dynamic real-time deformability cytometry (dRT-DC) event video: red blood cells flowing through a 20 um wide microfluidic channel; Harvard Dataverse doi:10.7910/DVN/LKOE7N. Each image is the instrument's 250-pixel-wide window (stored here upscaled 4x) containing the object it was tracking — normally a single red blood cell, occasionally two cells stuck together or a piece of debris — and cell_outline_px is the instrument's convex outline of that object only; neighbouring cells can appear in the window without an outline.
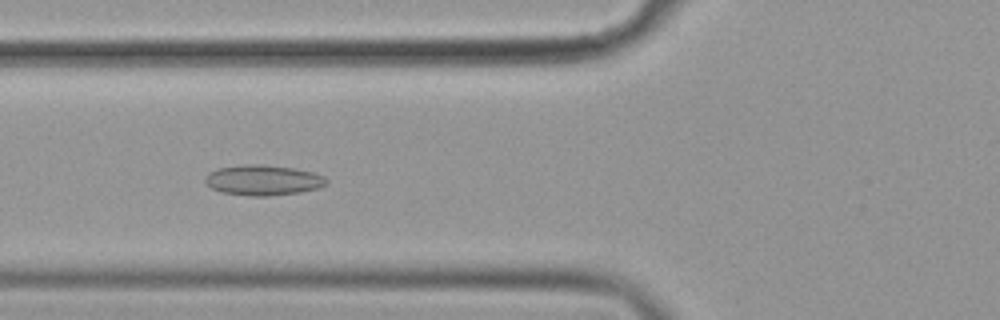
{"species": "common noctule bat (a hibernating species)", "species_latin": "Nyctalus noctula", "temperature_condition": "cold", "stored_images_in_passage": 23, "camera_frame_rate_fps": 3000, "um_per_image_px": 0.085, "animal": {"sex": "female", "body_mass_g": 19.9}, "frame": {"image": 1, "passage_image": 10, "time_ms": 3.0, "image_size_px": [1000, 320], "cell_outline_px": [[328, 184], [316, 188], [300, 192], [268, 196], [252, 196], [220, 192], [212, 188], [204, 180], [208, 172], [216, 168], [252, 164], [256, 164], [292, 168], [312, 172], [324, 176], [328, 180]], "centroid_in_image_um": [22.35, 15.32], "position_along_channel_um": 103.4, "area_um2": 21.27}}
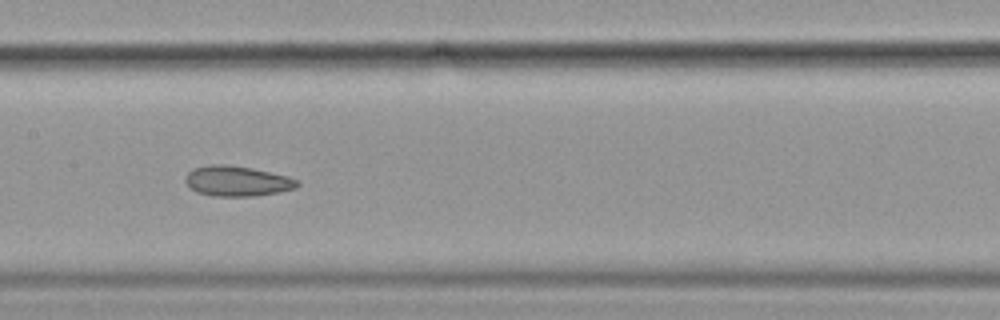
{"frame": {"image": 2, "passage_image": 17, "time_ms": 5.333, "image_size_px": [1000, 320], "cell_outline_px": [[300, 184], [296, 188], [276, 192], [252, 196], [212, 196], [196, 192], [184, 180], [184, 176], [192, 168], [212, 164], [228, 164], [252, 168], [288, 176], [300, 180]], "centroid_in_image_um": [20.14, 15.38], "position_along_channel_um": 187.3, "area_um2": 19.83}}
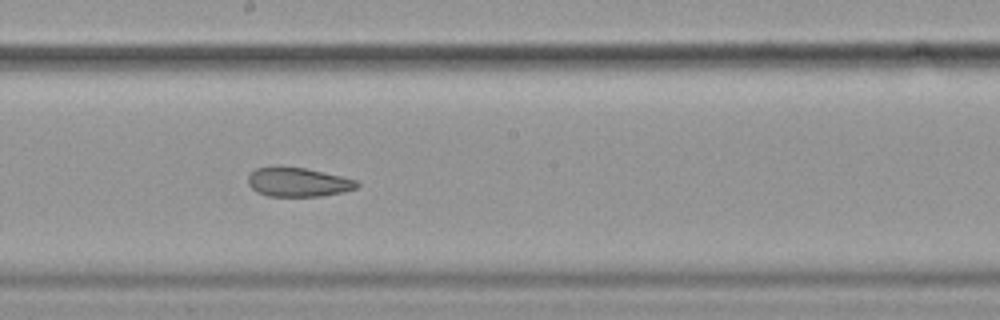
{"frame": {"image": 3, "passage_image": 20, "time_ms": 6.333, "image_size_px": [1000, 320], "cell_outline_px": [[360, 184], [356, 188], [344, 192], [320, 196], [268, 196], [256, 192], [248, 184], [248, 176], [256, 168], [304, 168], [340, 176], [356, 180]], "centroid_in_image_um": [25.34, 15.51], "position_along_channel_um": 222.9, "area_um2": 18.03}}